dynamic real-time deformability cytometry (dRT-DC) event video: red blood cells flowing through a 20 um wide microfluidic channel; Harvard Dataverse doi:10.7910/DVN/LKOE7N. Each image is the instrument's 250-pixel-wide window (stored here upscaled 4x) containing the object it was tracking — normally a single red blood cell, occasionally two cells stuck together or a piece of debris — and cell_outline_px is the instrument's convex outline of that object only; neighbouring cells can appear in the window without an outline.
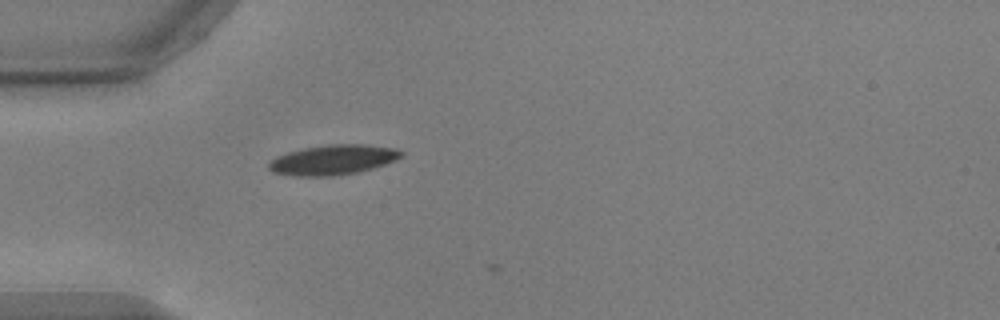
{"species": "common noctule bat (a hibernating species)", "species_latin": "Nyctalus noctula", "temperature_condition": "warm", "stored_images_in_passage": 5, "camera_frame_rate_fps": 3000, "um_per_image_px": 0.085, "animal": {"sex": "male", "body_mass_g": 17.9, "forearm_length_mm": 54.2}, "frame": {"image": 1, "passage_image": 4, "time_ms": 1.0, "image_size_px": [1000, 320], "cell_outline_px": [[404, 156], [396, 160], [372, 168], [356, 172], [332, 176], [296, 176], [276, 172], [268, 168], [268, 164], [276, 156], [288, 152], [304, 148], [328, 144], [368, 144], [396, 148], [404, 152]], "centroid_in_image_um": [28.36, 13.57], "position_along_channel_um": 56.6, "area_um2": 23.06}}